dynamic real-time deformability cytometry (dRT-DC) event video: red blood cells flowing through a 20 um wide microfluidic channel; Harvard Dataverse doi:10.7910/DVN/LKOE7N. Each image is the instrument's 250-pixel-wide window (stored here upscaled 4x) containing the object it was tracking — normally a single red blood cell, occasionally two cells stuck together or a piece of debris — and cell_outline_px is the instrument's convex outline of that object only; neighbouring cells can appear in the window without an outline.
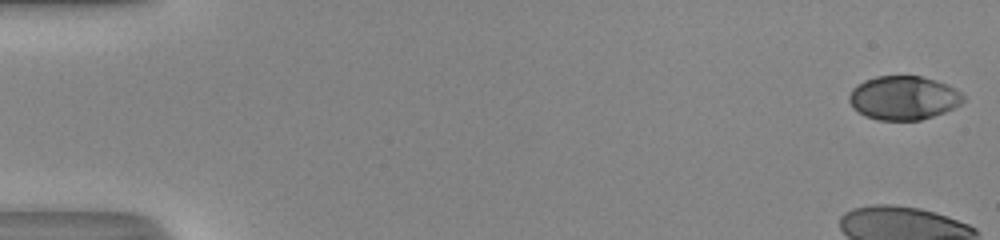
{"species": "human", "species_latin": "Homo sapiens", "temperature_condition": "room temperature", "stored_images_in_passage": 42, "camera_frame_rate_fps": 3000, "um_per_image_px": 0.085, "donor": {"sex": "male"}, "frame": {"image": 1, "passage_image": 1, "time_ms": 0.0, "image_size_px": [1000, 240], "cell_outline_px": [[964, 100], [960, 104], [944, 112], [920, 120], [876, 120], [864, 116], [848, 100], [848, 96], [852, 88], [856, 84], [864, 80], [876, 76], [920, 76], [936, 80], [948, 84], [960, 92], [964, 96]], "centroid_in_image_um": [76.78, 8.31], "position_along_channel_um": 8.2, "area_um2": 29.13}}